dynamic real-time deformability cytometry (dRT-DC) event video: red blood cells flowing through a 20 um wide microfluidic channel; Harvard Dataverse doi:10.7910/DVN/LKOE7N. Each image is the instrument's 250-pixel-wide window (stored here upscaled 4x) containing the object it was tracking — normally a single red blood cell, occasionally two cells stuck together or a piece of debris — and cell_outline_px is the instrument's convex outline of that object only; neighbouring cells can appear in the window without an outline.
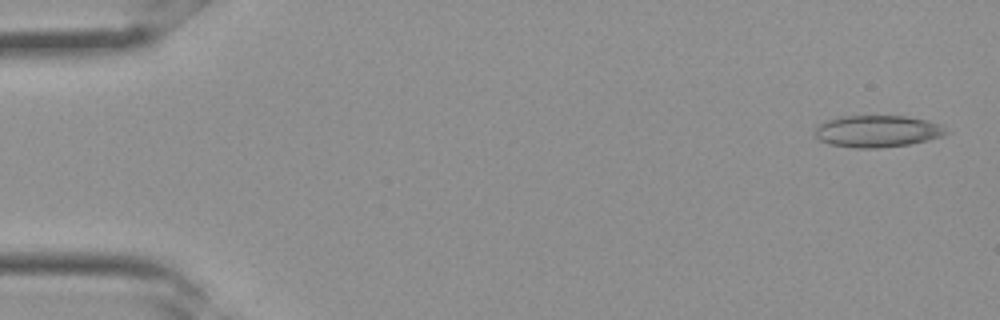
{"species": "Egyptian fruit bat (a non-hibernating species)", "species_latin": "Rousettus aegyptiacus", "temperature_condition": "room temperature", "stored_images_in_passage": 32, "camera_frame_rate_fps": 3000, "um_per_image_px": 0.085, "frame": {"image": 1, "passage_image": 1, "time_ms": 0.0, "image_size_px": [1000, 320], "cell_outline_px": [[952, 132], [944, 136], [928, 140], [908, 144], [880, 148], [856, 148], [828, 144], [820, 140], [816, 136], [816, 124], [840, 116], [904, 116], [928, 120], [940, 124]], "centroid_in_image_um": [74.61, 11.15], "position_along_channel_um": 10.4, "area_um2": 24.57}}
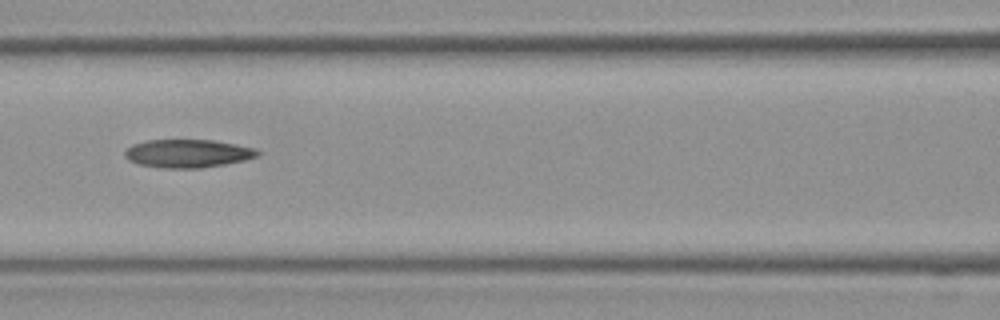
{"frame": {"image": 2, "passage_image": 14, "time_ms": 4.333, "image_size_px": [1000, 320], "cell_outline_px": [[260, 152], [256, 156], [244, 160], [224, 164], [200, 168], [160, 168], [136, 164], [128, 160], [124, 156], [124, 152], [132, 144], [148, 140], [212, 140], [236, 144], [256, 148]], "centroid_in_image_um": [15.92, 13.05], "position_along_channel_um": 150.7, "area_um2": 21.85}}
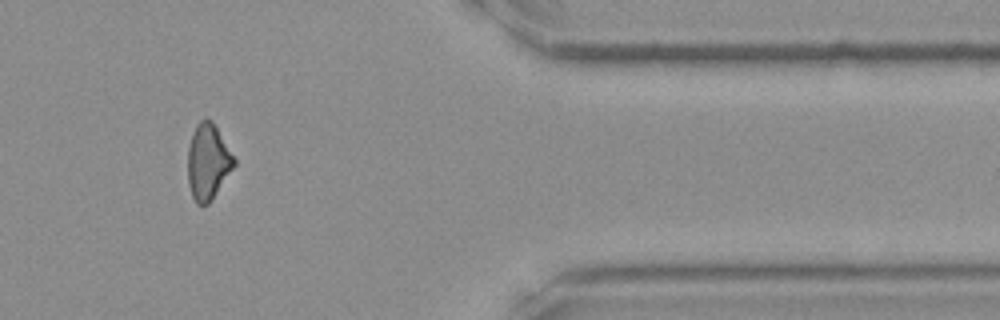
{"frame": {"image": 3, "passage_image": 27, "time_ms": 8.667, "image_size_px": [1000, 320], "cell_outline_px": [[236, 164], [212, 200], [208, 204], [196, 204], [192, 196], [188, 184], [188, 148], [192, 132], [196, 124], [200, 120], [212, 120], [236, 160]], "centroid_in_image_um": [17.67, 13.77], "position_along_channel_um": 393.7, "area_um2": 20.4}}